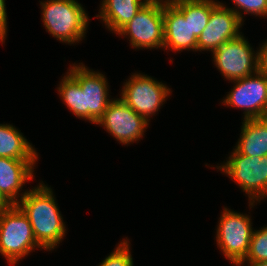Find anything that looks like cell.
I'll use <instances>...</instances> for the list:
<instances>
[{
  "label": "cell",
  "instance_id": "1",
  "mask_svg": "<svg viewBox=\"0 0 267 266\" xmlns=\"http://www.w3.org/2000/svg\"><path fill=\"white\" fill-rule=\"evenodd\" d=\"M70 69L62 78L58 92L73 114L96 124L111 101L107 80L83 64Z\"/></svg>",
  "mask_w": 267,
  "mask_h": 266
},
{
  "label": "cell",
  "instance_id": "2",
  "mask_svg": "<svg viewBox=\"0 0 267 266\" xmlns=\"http://www.w3.org/2000/svg\"><path fill=\"white\" fill-rule=\"evenodd\" d=\"M17 203L28 217L37 243L45 250L54 249L66 233L65 224L50 187L40 183L25 191Z\"/></svg>",
  "mask_w": 267,
  "mask_h": 266
},
{
  "label": "cell",
  "instance_id": "3",
  "mask_svg": "<svg viewBox=\"0 0 267 266\" xmlns=\"http://www.w3.org/2000/svg\"><path fill=\"white\" fill-rule=\"evenodd\" d=\"M41 6L44 26L51 35L68 44L82 40L88 14L81 4L76 0H47Z\"/></svg>",
  "mask_w": 267,
  "mask_h": 266
},
{
  "label": "cell",
  "instance_id": "4",
  "mask_svg": "<svg viewBox=\"0 0 267 266\" xmlns=\"http://www.w3.org/2000/svg\"><path fill=\"white\" fill-rule=\"evenodd\" d=\"M41 247L33 234L28 217L17 204L0 211V253L13 265Z\"/></svg>",
  "mask_w": 267,
  "mask_h": 266
},
{
  "label": "cell",
  "instance_id": "5",
  "mask_svg": "<svg viewBox=\"0 0 267 266\" xmlns=\"http://www.w3.org/2000/svg\"><path fill=\"white\" fill-rule=\"evenodd\" d=\"M217 169L235 180L248 194L249 206L254 205L255 199L260 201L267 196V155L250 157L234 149L229 160Z\"/></svg>",
  "mask_w": 267,
  "mask_h": 266
},
{
  "label": "cell",
  "instance_id": "6",
  "mask_svg": "<svg viewBox=\"0 0 267 266\" xmlns=\"http://www.w3.org/2000/svg\"><path fill=\"white\" fill-rule=\"evenodd\" d=\"M252 50L248 41L240 35L214 50L213 60L223 76L234 82L260 69V49L257 53Z\"/></svg>",
  "mask_w": 267,
  "mask_h": 266
},
{
  "label": "cell",
  "instance_id": "7",
  "mask_svg": "<svg viewBox=\"0 0 267 266\" xmlns=\"http://www.w3.org/2000/svg\"><path fill=\"white\" fill-rule=\"evenodd\" d=\"M217 228V244L233 264L245 259L252 236L250 217L224 208Z\"/></svg>",
  "mask_w": 267,
  "mask_h": 266
},
{
  "label": "cell",
  "instance_id": "8",
  "mask_svg": "<svg viewBox=\"0 0 267 266\" xmlns=\"http://www.w3.org/2000/svg\"><path fill=\"white\" fill-rule=\"evenodd\" d=\"M116 34L127 35L134 48L154 49L163 47V5L146 3L134 18Z\"/></svg>",
  "mask_w": 267,
  "mask_h": 266
},
{
  "label": "cell",
  "instance_id": "9",
  "mask_svg": "<svg viewBox=\"0 0 267 266\" xmlns=\"http://www.w3.org/2000/svg\"><path fill=\"white\" fill-rule=\"evenodd\" d=\"M123 87L121 99L147 121L163 105L170 93V89L162 82L136 73Z\"/></svg>",
  "mask_w": 267,
  "mask_h": 266
},
{
  "label": "cell",
  "instance_id": "10",
  "mask_svg": "<svg viewBox=\"0 0 267 266\" xmlns=\"http://www.w3.org/2000/svg\"><path fill=\"white\" fill-rule=\"evenodd\" d=\"M235 82L223 103L244 109V120L267 117V75L259 69Z\"/></svg>",
  "mask_w": 267,
  "mask_h": 266
},
{
  "label": "cell",
  "instance_id": "11",
  "mask_svg": "<svg viewBox=\"0 0 267 266\" xmlns=\"http://www.w3.org/2000/svg\"><path fill=\"white\" fill-rule=\"evenodd\" d=\"M242 13L237 9L227 8L223 3L212 0V12L205 29L197 40V50L214 51L225 42L240 36Z\"/></svg>",
  "mask_w": 267,
  "mask_h": 266
},
{
  "label": "cell",
  "instance_id": "12",
  "mask_svg": "<svg viewBox=\"0 0 267 266\" xmlns=\"http://www.w3.org/2000/svg\"><path fill=\"white\" fill-rule=\"evenodd\" d=\"M149 121L137 114L122 99L111 100L102 117L96 123L104 126L120 143L140 140Z\"/></svg>",
  "mask_w": 267,
  "mask_h": 266
},
{
  "label": "cell",
  "instance_id": "13",
  "mask_svg": "<svg viewBox=\"0 0 267 266\" xmlns=\"http://www.w3.org/2000/svg\"><path fill=\"white\" fill-rule=\"evenodd\" d=\"M164 48L175 51L196 50L198 38L191 32L189 18L171 3L163 6Z\"/></svg>",
  "mask_w": 267,
  "mask_h": 266
},
{
  "label": "cell",
  "instance_id": "14",
  "mask_svg": "<svg viewBox=\"0 0 267 266\" xmlns=\"http://www.w3.org/2000/svg\"><path fill=\"white\" fill-rule=\"evenodd\" d=\"M36 161L0 157V191L12 204L19 202L22 185L33 178Z\"/></svg>",
  "mask_w": 267,
  "mask_h": 266
},
{
  "label": "cell",
  "instance_id": "15",
  "mask_svg": "<svg viewBox=\"0 0 267 266\" xmlns=\"http://www.w3.org/2000/svg\"><path fill=\"white\" fill-rule=\"evenodd\" d=\"M236 150L250 157L267 155V117L243 120Z\"/></svg>",
  "mask_w": 267,
  "mask_h": 266
},
{
  "label": "cell",
  "instance_id": "16",
  "mask_svg": "<svg viewBox=\"0 0 267 266\" xmlns=\"http://www.w3.org/2000/svg\"><path fill=\"white\" fill-rule=\"evenodd\" d=\"M146 3L142 0H103L99 17L109 30L117 33Z\"/></svg>",
  "mask_w": 267,
  "mask_h": 266
},
{
  "label": "cell",
  "instance_id": "17",
  "mask_svg": "<svg viewBox=\"0 0 267 266\" xmlns=\"http://www.w3.org/2000/svg\"><path fill=\"white\" fill-rule=\"evenodd\" d=\"M0 157L37 160L35 148L12 125L0 124Z\"/></svg>",
  "mask_w": 267,
  "mask_h": 266
},
{
  "label": "cell",
  "instance_id": "18",
  "mask_svg": "<svg viewBox=\"0 0 267 266\" xmlns=\"http://www.w3.org/2000/svg\"><path fill=\"white\" fill-rule=\"evenodd\" d=\"M172 4L189 18L191 32L198 38L208 24L212 0H175Z\"/></svg>",
  "mask_w": 267,
  "mask_h": 266
},
{
  "label": "cell",
  "instance_id": "19",
  "mask_svg": "<svg viewBox=\"0 0 267 266\" xmlns=\"http://www.w3.org/2000/svg\"><path fill=\"white\" fill-rule=\"evenodd\" d=\"M246 261H267V227L252 232L247 255L237 265L241 266Z\"/></svg>",
  "mask_w": 267,
  "mask_h": 266
},
{
  "label": "cell",
  "instance_id": "20",
  "mask_svg": "<svg viewBox=\"0 0 267 266\" xmlns=\"http://www.w3.org/2000/svg\"><path fill=\"white\" fill-rule=\"evenodd\" d=\"M129 242L121 241L118 247L99 266H133V259L129 251Z\"/></svg>",
  "mask_w": 267,
  "mask_h": 266
},
{
  "label": "cell",
  "instance_id": "21",
  "mask_svg": "<svg viewBox=\"0 0 267 266\" xmlns=\"http://www.w3.org/2000/svg\"><path fill=\"white\" fill-rule=\"evenodd\" d=\"M234 4L246 14L267 16V0H232Z\"/></svg>",
  "mask_w": 267,
  "mask_h": 266
},
{
  "label": "cell",
  "instance_id": "22",
  "mask_svg": "<svg viewBox=\"0 0 267 266\" xmlns=\"http://www.w3.org/2000/svg\"><path fill=\"white\" fill-rule=\"evenodd\" d=\"M7 13L5 0H0V41L3 43L7 33Z\"/></svg>",
  "mask_w": 267,
  "mask_h": 266
},
{
  "label": "cell",
  "instance_id": "23",
  "mask_svg": "<svg viewBox=\"0 0 267 266\" xmlns=\"http://www.w3.org/2000/svg\"><path fill=\"white\" fill-rule=\"evenodd\" d=\"M261 65L260 69L267 75V41L260 47Z\"/></svg>",
  "mask_w": 267,
  "mask_h": 266
},
{
  "label": "cell",
  "instance_id": "24",
  "mask_svg": "<svg viewBox=\"0 0 267 266\" xmlns=\"http://www.w3.org/2000/svg\"><path fill=\"white\" fill-rule=\"evenodd\" d=\"M13 204L0 191V211L11 207Z\"/></svg>",
  "mask_w": 267,
  "mask_h": 266
},
{
  "label": "cell",
  "instance_id": "25",
  "mask_svg": "<svg viewBox=\"0 0 267 266\" xmlns=\"http://www.w3.org/2000/svg\"><path fill=\"white\" fill-rule=\"evenodd\" d=\"M145 3L147 4H160V5H166V4H171L173 3L175 0H143Z\"/></svg>",
  "mask_w": 267,
  "mask_h": 266
},
{
  "label": "cell",
  "instance_id": "26",
  "mask_svg": "<svg viewBox=\"0 0 267 266\" xmlns=\"http://www.w3.org/2000/svg\"><path fill=\"white\" fill-rule=\"evenodd\" d=\"M250 266H267V261H249Z\"/></svg>",
  "mask_w": 267,
  "mask_h": 266
}]
</instances>
